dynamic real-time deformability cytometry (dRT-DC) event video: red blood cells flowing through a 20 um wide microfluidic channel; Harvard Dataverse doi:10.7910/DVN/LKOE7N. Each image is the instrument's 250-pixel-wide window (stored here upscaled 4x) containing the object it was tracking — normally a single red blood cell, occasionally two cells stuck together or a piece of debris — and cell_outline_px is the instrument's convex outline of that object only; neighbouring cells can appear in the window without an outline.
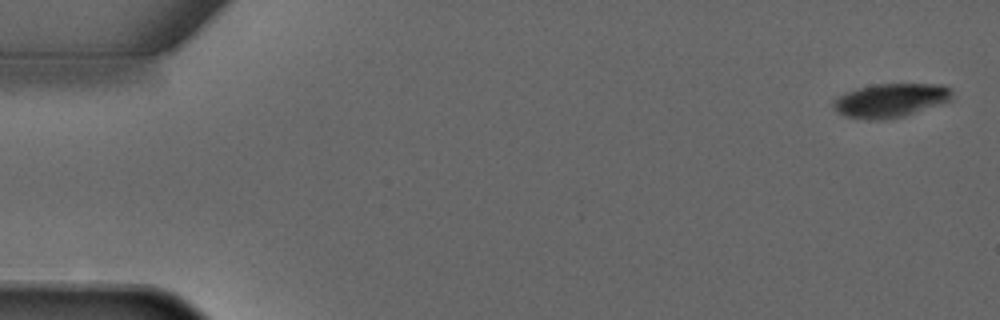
{"species": "common noctule bat (a hibernating species)", "species_latin": "Nyctalus noctula", "temperature_condition": "warm", "stored_images_in_passage": 4, "camera_frame_rate_fps": 3000, "um_per_image_px": 0.085, "animal": {"sex": "male", "forearm_length_mm": 52.5}, "frame": {"image": 1, "passage_image": 1, "time_ms": 0.0, "image_size_px": [1000, 320], "cell_outline_px": [[956, 96], [952, 100], [904, 116], [884, 120], [868, 120], [844, 116], [836, 112], [832, 108], [832, 100], [848, 92], [860, 88], [876, 84], [944, 84], [952, 88]], "centroid_in_image_um": [75.74, 8.54], "position_along_channel_um": 9.3, "area_um2": 23.7}}
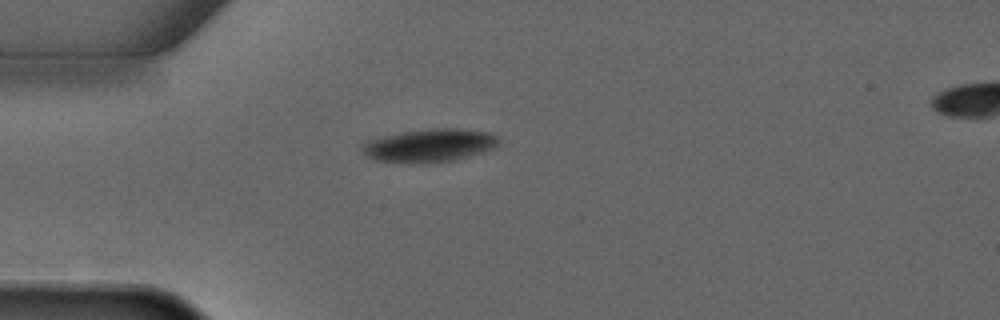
{"frame": {"image": 2, "passage_image": 3, "time_ms": 3.667, "image_size_px": [1000, 320], "cell_outline_px": [[500, 144], [496, 148], [456, 160], [424, 164], [404, 164], [372, 160], [364, 156], [360, 148], [368, 140], [404, 132], [428, 128], [460, 128], [492, 132], [500, 140]], "centroid_in_image_um": [36.52, 12.39], "position_along_channel_um": 48.5, "area_um2": 27.11}}